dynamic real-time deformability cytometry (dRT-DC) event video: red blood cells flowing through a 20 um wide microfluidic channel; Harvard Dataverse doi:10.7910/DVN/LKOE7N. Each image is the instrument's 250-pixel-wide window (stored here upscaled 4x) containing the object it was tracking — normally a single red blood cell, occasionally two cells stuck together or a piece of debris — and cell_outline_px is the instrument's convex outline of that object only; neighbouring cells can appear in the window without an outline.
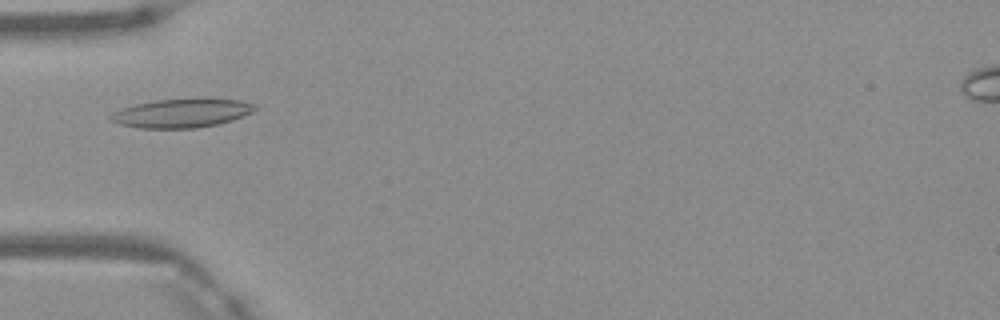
{"species": "Egyptian fruit bat (a non-hibernating species)", "species_latin": "Rousettus aegyptiacus", "temperature_condition": "warm", "stored_images_in_passage": 4, "camera_frame_rate_fps": 3000, "um_per_image_px": 0.085, "frame": {"image": 1, "passage_image": 3, "time_ms": 0.667, "image_size_px": [1000, 320], "cell_outline_px": [[260, 108], [252, 112], [232, 120], [216, 124], [196, 128], [140, 128], [120, 124], [108, 120], [108, 116], [124, 108], [136, 104], [156, 100], [204, 96], [240, 100], [252, 104]], "centroid_in_image_um": [15.5, 9.58], "position_along_channel_um": 69.5, "area_um2": 24.68}}
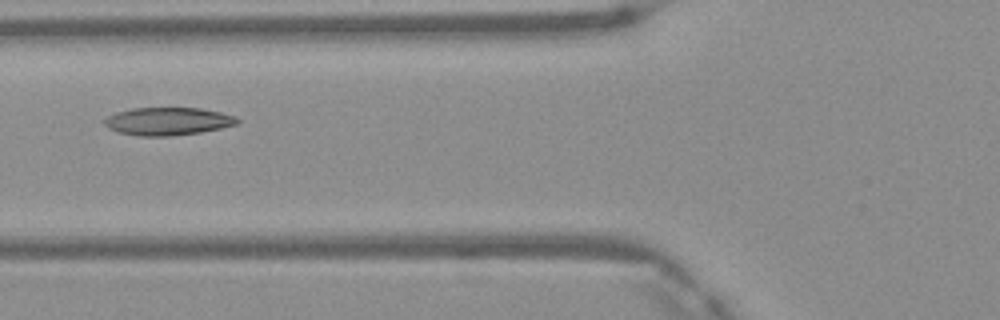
{"frame": {"image": 2, "passage_image": 4, "time_ms": 1.0, "image_size_px": [1000, 320], "cell_outline_px": [[240, 120], [236, 124], [220, 128], [200, 132], [172, 136], [136, 136], [120, 132], [108, 128], [104, 124], [104, 120], [108, 116], [116, 112], [132, 108], [200, 108], [220, 112], [236, 116]], "centroid_in_image_um": [14.26, 10.31], "position_along_channel_um": 111.5, "area_um2": 21.5}}